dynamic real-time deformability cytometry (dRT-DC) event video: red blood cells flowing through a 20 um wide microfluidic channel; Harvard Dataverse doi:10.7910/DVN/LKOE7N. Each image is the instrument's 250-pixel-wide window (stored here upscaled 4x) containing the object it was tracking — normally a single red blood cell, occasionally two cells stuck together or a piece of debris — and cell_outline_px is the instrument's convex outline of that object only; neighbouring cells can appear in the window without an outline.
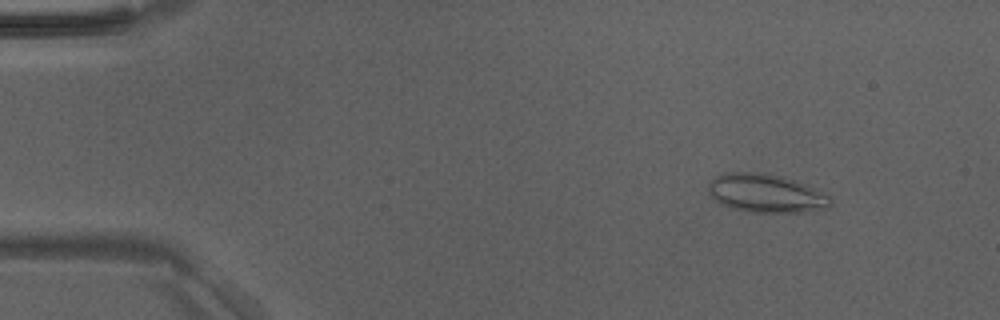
{"species": "Egyptian fruit bat (a non-hibernating species)", "species_latin": "Rousettus aegyptiacus", "temperature_condition": "room temperature", "stored_images_in_passage": 49, "segment_of_instrument_passage": [1, 2], "camera_frame_rate_fps": 3000, "um_per_image_px": 0.085, "animal": {"sex": "male"}, "frame": {"image": 1, "passage_image": 5, "time_ms": 1.333, "image_size_px": [1000, 320], "cell_outline_px": [[832, 204], [828, 208], [804, 212], [748, 212], [732, 208], [720, 204], [708, 192], [708, 184], [716, 176], [724, 172], [764, 172], [780, 176], [804, 184], [832, 196]], "centroid_in_image_um": [65.11, 16.43], "position_along_channel_um": 19.9, "area_um2": 27.51}}
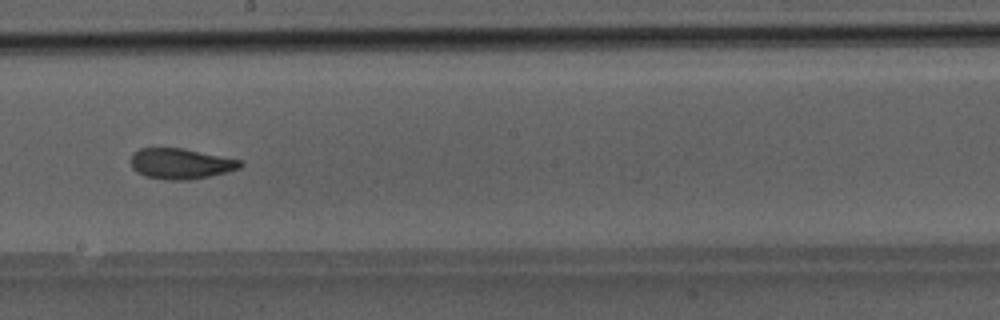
{"frame": {"image": 2, "passage_image": 27, "time_ms": 8.667, "image_size_px": [1000, 320], "cell_outline_px": [[244, 164], [240, 168], [228, 172], [192, 180], [168, 180], [144, 176], [136, 172], [132, 168], [132, 152], [140, 148], [184, 148], [244, 160]], "centroid_in_image_um": [15.41, 13.91], "position_along_channel_um": 232.8, "area_um2": 19.88}}
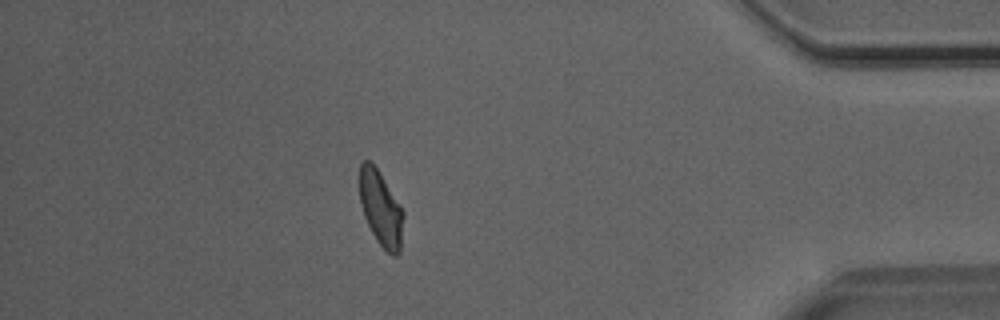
{"frame": {"image": 3, "passage_image": 42, "time_ms": 13.667, "image_size_px": [1000, 320], "cell_outline_px": [[404, 216], [400, 252], [396, 256], [392, 256], [376, 240], [364, 216], [360, 204], [360, 164], [364, 160], [368, 160], [376, 168], [400, 204], [404, 212]], "centroid_in_image_um": [32.38, 17.76], "position_along_channel_um": 402.8, "area_um2": 18.96}}